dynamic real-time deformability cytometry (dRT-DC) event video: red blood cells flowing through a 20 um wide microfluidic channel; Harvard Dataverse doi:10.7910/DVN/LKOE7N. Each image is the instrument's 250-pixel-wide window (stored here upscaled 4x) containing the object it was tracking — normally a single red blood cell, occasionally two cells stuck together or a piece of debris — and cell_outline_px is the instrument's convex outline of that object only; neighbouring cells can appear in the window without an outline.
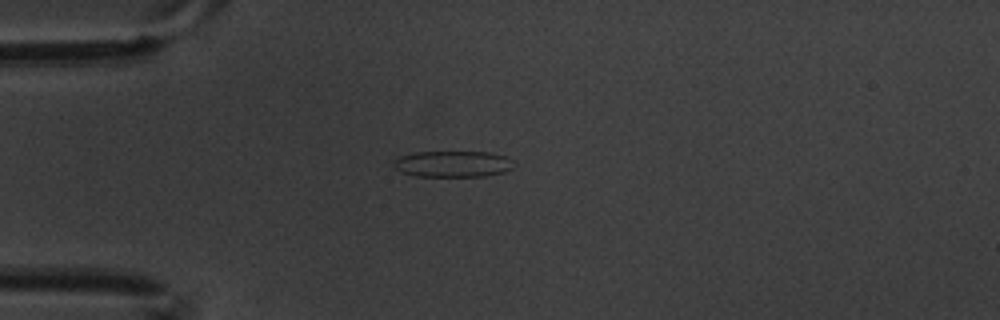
{"species": "common noctule bat (a hibernating species)", "species_latin": "Nyctalus noctula", "temperature_condition": "warm", "stored_images_in_passage": 7, "camera_frame_rate_fps": 3000, "um_per_image_px": 0.085, "animal": {"sex": "male", "body_mass_g": 20.1, "forearm_length_mm": 53.5}, "frame": {"image": 1, "passage_image": 1, "time_ms": 0.0, "image_size_px": [1000, 320], "cell_outline_px": [[516, 164], [512, 168], [504, 172], [484, 176], [412, 176], [400, 172], [392, 164], [400, 156], [416, 152], [488, 152], [508, 156]], "centroid_in_image_um": [38.52, 13.94], "position_along_channel_um": 46.5, "area_um2": 18.5}}
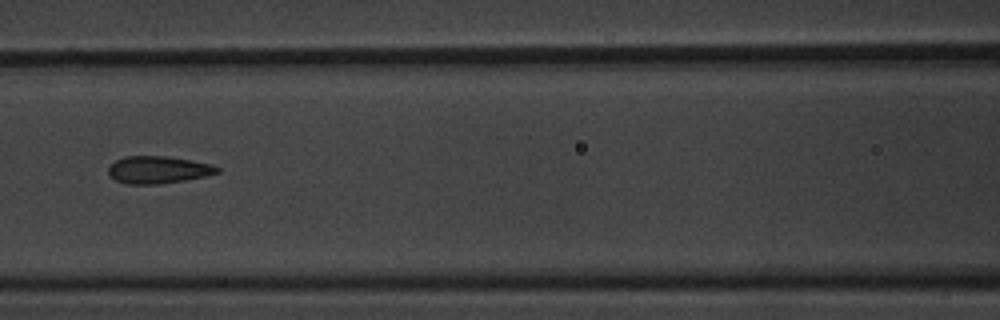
{"frame": {"image": 2, "passage_image": 4, "time_ms": 1.0, "image_size_px": [1000, 320], "cell_outline_px": [[220, 172], [204, 176], [184, 180], [160, 184], [124, 184], [108, 176], [108, 168], [116, 160], [124, 156], [164, 156], [192, 160], [212, 164], [220, 168]], "centroid_in_image_um": [13.42, 14.43], "position_along_channel_um": 153.2, "area_um2": 17.4}}
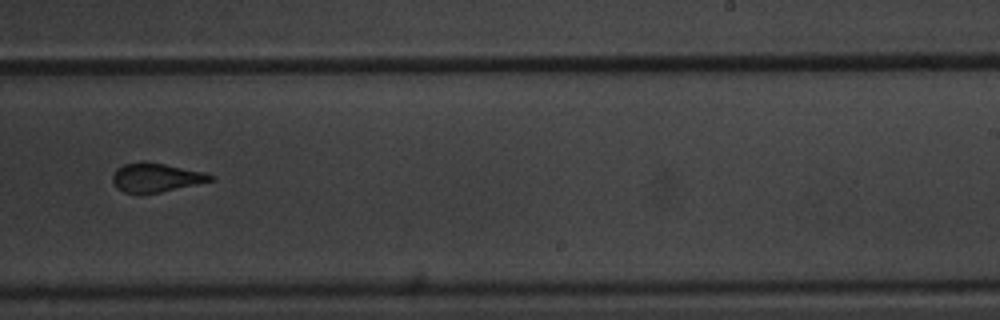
{"frame": {"image": 3, "passage_image": 7, "time_ms": 2.0, "image_size_px": [1000, 320], "cell_outline_px": [[216, 180], [160, 192], [124, 192], [116, 188], [112, 180], [112, 176], [116, 168], [124, 164], [140, 160], [144, 160], [204, 172], [212, 176]], "centroid_in_image_um": [13.23, 15.06], "position_along_channel_um": 275.8, "area_um2": 16.42}}